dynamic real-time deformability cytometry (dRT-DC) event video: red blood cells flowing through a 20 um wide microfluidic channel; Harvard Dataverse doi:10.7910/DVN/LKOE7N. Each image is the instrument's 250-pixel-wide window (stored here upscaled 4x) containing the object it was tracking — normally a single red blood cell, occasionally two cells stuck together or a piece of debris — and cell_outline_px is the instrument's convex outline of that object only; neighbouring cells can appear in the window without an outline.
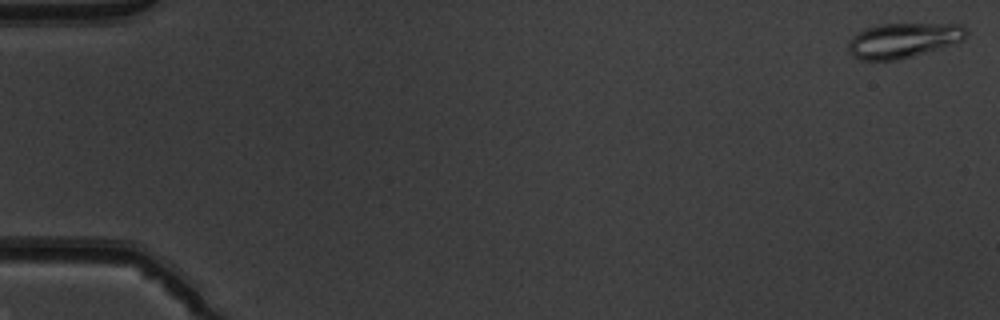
{"species": "common noctule bat (a hibernating species)", "species_latin": "Nyctalus noctula", "temperature_condition": "warm", "stored_images_in_passage": 14, "camera_frame_rate_fps": 3000, "um_per_image_px": 0.085, "animal": {"sex": "male", "body_mass_g": 19.5, "forearm_length_mm": 54.6}, "frame": {"image": 1, "passage_image": 1, "time_ms": 0.0, "image_size_px": [1000, 320], "cell_outline_px": [[968, 32], [964, 40], [912, 56], [896, 60], [860, 60], [848, 52], [848, 40], [852, 36], [868, 28], [880, 24], [960, 24]], "centroid_in_image_um": [76.75, 3.43], "position_along_channel_um": 8.2, "area_um2": 23.7}}